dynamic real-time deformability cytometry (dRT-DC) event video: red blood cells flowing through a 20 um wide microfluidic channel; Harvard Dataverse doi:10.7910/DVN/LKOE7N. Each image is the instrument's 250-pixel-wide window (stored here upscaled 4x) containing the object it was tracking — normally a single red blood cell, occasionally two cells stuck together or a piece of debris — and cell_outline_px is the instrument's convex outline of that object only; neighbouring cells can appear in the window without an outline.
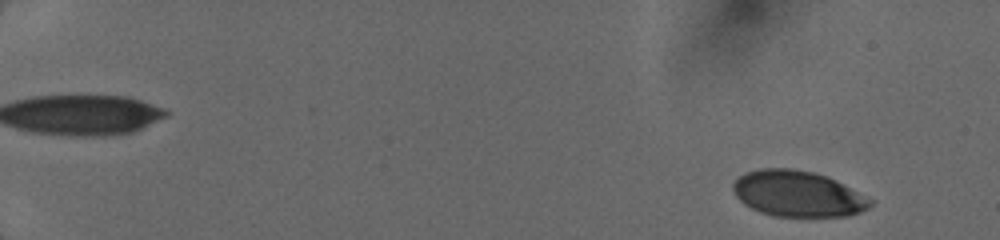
{"species": "human", "species_latin": "Homo sapiens", "temperature_condition": "cold", "stored_images_in_passage": 18, "camera_frame_rate_fps": 3000, "um_per_image_px": 0.085, "donor": {"sex": "female"}, "frame": {"image": 1, "passage_image": 6, "time_ms": 1.333, "image_size_px": [1000, 240], "cell_outline_px": [[872, 204], [868, 208], [860, 212], [848, 216], [776, 216], [760, 212], [744, 204], [736, 196], [732, 188], [732, 184], [744, 172], [760, 168], [792, 168], [812, 172], [828, 176], [836, 180], [872, 200]], "centroid_in_image_um": [67.78, 16.46], "position_along_channel_um": 17.2, "area_um2": 36.59}}
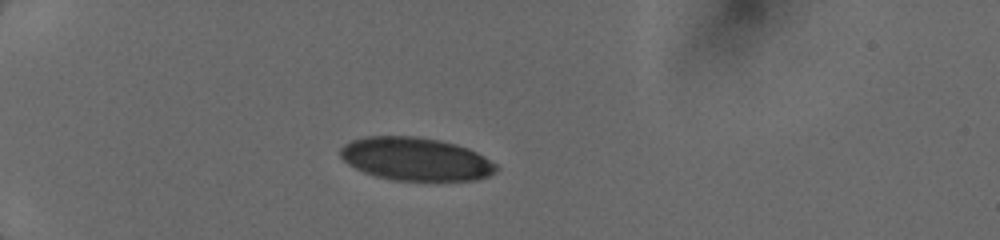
{"frame": {"image": 2, "passage_image": 15, "time_ms": 5.333, "image_size_px": [1000, 240], "cell_outline_px": [[500, 168], [496, 172], [488, 176], [476, 180], [396, 180], [376, 176], [364, 172], [348, 164], [340, 156], [340, 148], [344, 144], [352, 140], [364, 136], [416, 136], [440, 140], [456, 144], [468, 148], [484, 156], [496, 164]], "centroid_in_image_um": [35.34, 13.51], "position_along_channel_um": 49.7, "area_um2": 39.19}}
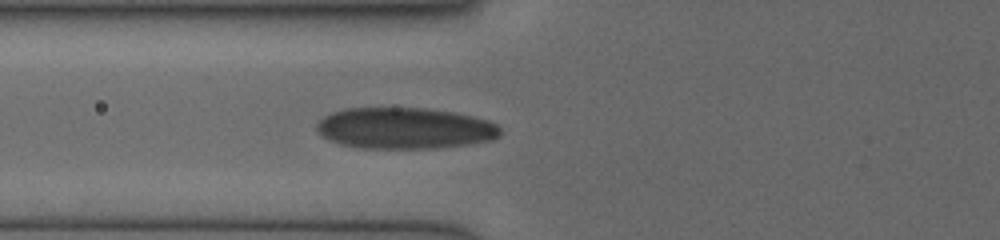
{"frame": {"image": 3, "passage_image": 18, "time_ms": 7.333, "image_size_px": [1000, 240], "cell_outline_px": [[500, 136], [492, 140], [468, 144], [436, 148], [360, 148], [340, 144], [328, 140], [320, 136], [316, 132], [316, 124], [324, 116], [332, 112], [344, 108], [428, 108], [452, 112], [472, 116], [488, 120], [496, 124], [500, 128]], "centroid_in_image_um": [34.36, 10.9], "position_along_channel_um": 91.4, "area_um2": 44.39}}